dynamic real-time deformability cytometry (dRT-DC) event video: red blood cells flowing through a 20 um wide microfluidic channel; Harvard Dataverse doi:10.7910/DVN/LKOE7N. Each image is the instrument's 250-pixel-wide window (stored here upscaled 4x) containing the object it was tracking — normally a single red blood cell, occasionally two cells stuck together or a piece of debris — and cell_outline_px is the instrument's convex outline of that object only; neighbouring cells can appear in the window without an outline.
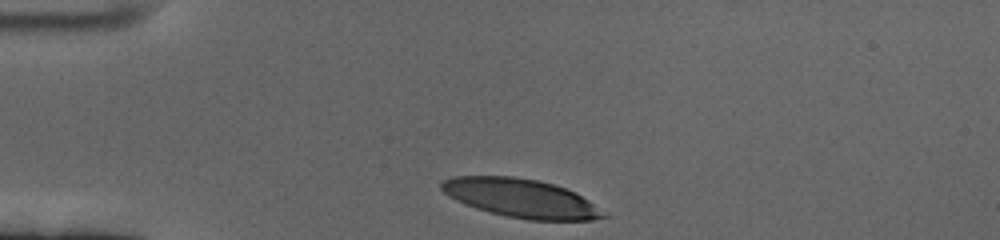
{"species": "human", "species_latin": "Homo sapiens", "temperature_condition": "cold", "stored_images_in_passage": 36, "camera_frame_rate_fps": 3000, "um_per_image_px": 0.085, "donor": {"sex": "female"}, "frame": {"image": 1, "passage_image": 1, "time_ms": 0.0, "image_size_px": [1000, 240], "cell_outline_px": [[608, 216], [592, 220], [528, 220], [488, 212], [464, 204], [456, 200], [444, 192], [440, 188], [440, 184], [444, 180], [452, 176], [512, 176], [536, 180], [552, 184], [564, 188], [588, 200]], "centroid_in_image_um": [44.23, 16.84], "position_along_channel_um": 40.8, "area_um2": 36.01}}
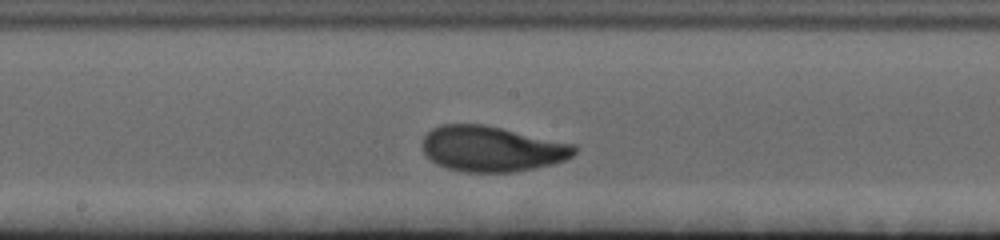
{"frame": {"image": 2, "passage_image": 19, "time_ms": 6.0, "image_size_px": [1000, 240], "cell_outline_px": [[576, 152], [572, 156], [564, 160], [552, 164], [512, 172], [464, 172], [448, 168], [436, 164], [424, 152], [420, 144], [424, 136], [432, 128], [440, 124], [484, 124], [576, 144]], "centroid_in_image_um": [41.79, 12.64], "position_along_channel_um": 206.4, "area_um2": 40.4}}
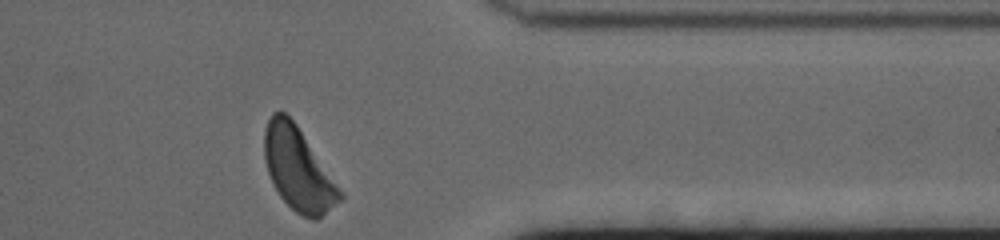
{"frame": {"image": 3, "passage_image": 36, "time_ms": 11.667, "image_size_px": [1000, 240], "cell_outline_px": [[344, 200], [316, 220], [312, 220], [296, 212], [280, 196], [268, 172], [264, 160], [264, 128], [272, 112], [284, 112], [296, 124], [344, 196]], "centroid_in_image_um": [25.33, 14.39], "position_along_channel_um": 386.1, "area_um2": 35.78}, "authors_computed_cell_mechanics": {"area_um2": 38.8994, "velocity_mm_per_s": 3.359, "shape_relaxation_time_tau1_ms": 3.1255, "shape_relaxation_time_tau2_ms": 1.3082, "deformation_change_tau1": 0.1641, "deformation_change_tau2": 0.0705}}